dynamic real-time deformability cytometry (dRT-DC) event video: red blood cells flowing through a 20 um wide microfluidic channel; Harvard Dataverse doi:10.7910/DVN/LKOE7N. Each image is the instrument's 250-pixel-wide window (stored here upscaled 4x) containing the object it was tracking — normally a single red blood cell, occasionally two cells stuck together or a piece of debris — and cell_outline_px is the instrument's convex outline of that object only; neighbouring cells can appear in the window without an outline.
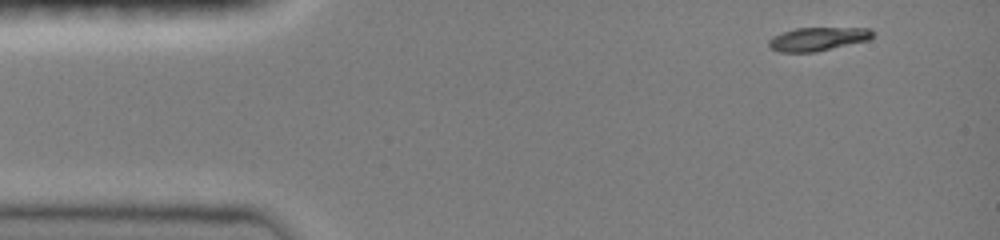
{"species": "common noctule bat (a hibernating species)", "species_latin": "Nyctalus noctula", "temperature_condition": "room temperature", "stored_images_in_passage": 42, "camera_frame_rate_fps": 3000, "um_per_image_px": 0.085, "animal": {"sex": "female", "body_mass_g": 19.0, "forearm_length_mm": 51.5}, "frame": {"image": 1, "passage_image": 1, "time_ms": 0.0, "image_size_px": [1000, 240], "cell_outline_px": [[872, 36], [868, 40], [816, 52], [780, 52], [768, 48], [768, 40], [772, 36], [796, 28], [872, 28]], "centroid_in_image_um": [69.47, 3.32], "position_along_channel_um": 15.5, "area_um2": 14.22}}
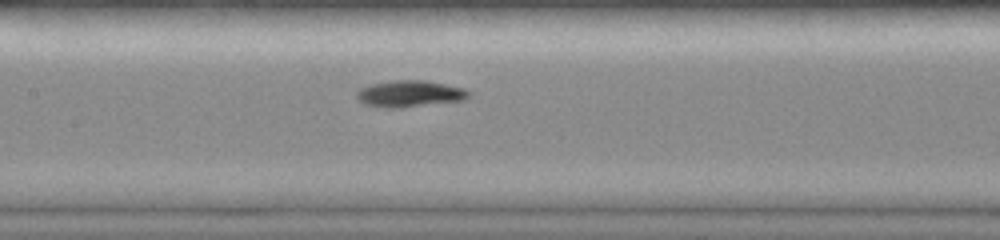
{"frame": {"image": 2, "passage_image": 19, "time_ms": 6.0, "image_size_px": [1000, 240], "cell_outline_px": [[468, 96], [464, 100], [400, 108], [384, 108], [364, 104], [356, 96], [356, 92], [360, 88], [372, 84], [392, 80], [424, 80], [464, 88], [468, 92]], "centroid_in_image_um": [34.79, 7.97], "position_along_channel_um": 172.6, "area_um2": 17.22}}
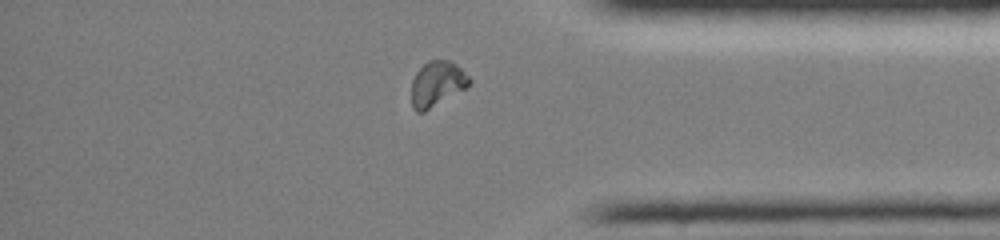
{"frame": {"image": 3, "passage_image": 36, "time_ms": 11.667, "image_size_px": [1000, 240], "cell_outline_px": [[472, 80], [464, 88], [424, 112], [416, 112], [412, 108], [412, 80], [416, 72], [428, 60], [452, 60]], "centroid_in_image_um": [37.12, 7.11], "position_along_channel_um": 398.1, "area_um2": 14.97}, "authors_computed_cell_mechanics": {"area_um2": 15.2592, "velocity_mm_per_s": 4.0645, "shape_relaxation_time_tau1_ms": 3.3631, "shape_relaxation_time_tau2_ms": 3.0985, "deformation_change_tau1": 0.1789, "deformation_change_tau2": 0.0622}}